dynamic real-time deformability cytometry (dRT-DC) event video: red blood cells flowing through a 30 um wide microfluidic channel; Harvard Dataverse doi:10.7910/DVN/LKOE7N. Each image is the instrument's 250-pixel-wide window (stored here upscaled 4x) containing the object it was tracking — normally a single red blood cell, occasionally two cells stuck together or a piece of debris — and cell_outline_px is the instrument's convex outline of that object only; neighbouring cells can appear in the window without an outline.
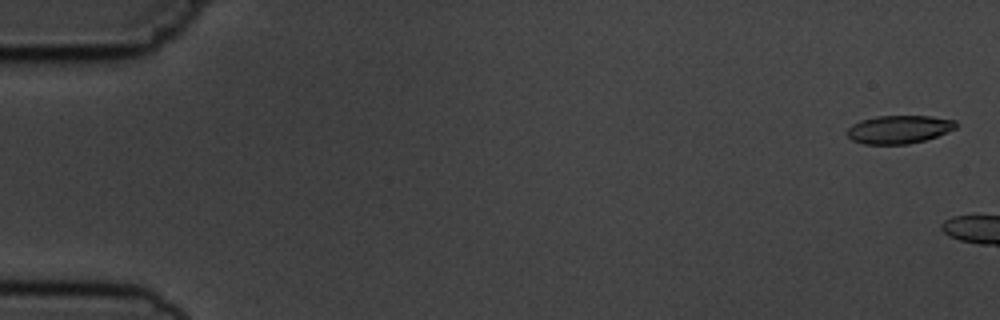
{"species": "common noctule bat (a hibernating species)", "species_latin": "Nyctalus noctula", "temperature_condition": "cold", "stored_images_in_passage": 3, "camera_frame_rate_fps": 3000, "um_per_image_px": 0.085, "animal": {"sex": "male", "body_mass_g": 19.5, "forearm_length_mm": 54.6}, "frame": {"image": 1, "passage_image": 1, "time_ms": 0.0, "image_size_px": [1000, 320], "cell_outline_px": [[956, 128], [936, 136], [924, 140], [908, 144], [864, 144], [852, 140], [844, 132], [852, 124], [860, 120], [876, 116], [932, 116], [956, 120]], "centroid_in_image_um": [76.37, 10.99], "position_along_channel_um": 8.6, "area_um2": 17.92}}